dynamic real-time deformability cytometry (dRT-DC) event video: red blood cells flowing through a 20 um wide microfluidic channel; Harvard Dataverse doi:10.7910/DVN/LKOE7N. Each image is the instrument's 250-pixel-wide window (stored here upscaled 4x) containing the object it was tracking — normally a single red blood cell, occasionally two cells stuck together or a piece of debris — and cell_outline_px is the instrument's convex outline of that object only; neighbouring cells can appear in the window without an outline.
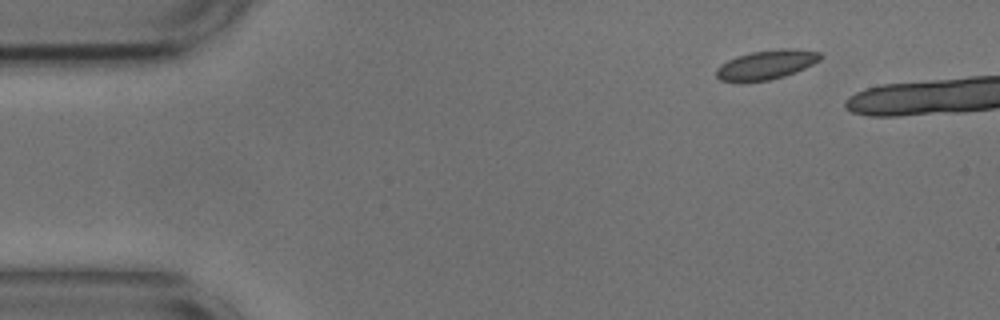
{"species": "common noctule bat (a hibernating species)", "species_latin": "Nyctalus noctula", "temperature_condition": "cold", "stored_images_in_passage": 25, "camera_frame_rate_fps": 3000, "um_per_image_px": 0.085, "animal": {"sex": "male", "body_mass_g": 17.9, "forearm_length_mm": 54.2}, "frame": {"image": 1, "passage_image": 1, "time_ms": 0.0, "image_size_px": [1000, 320], "cell_outline_px": [[820, 60], [796, 72], [784, 76], [768, 80], [744, 84], [740, 84], [720, 80], [716, 76], [716, 68], [720, 64], [736, 56], [752, 52], [780, 48], [796, 48], [820, 52]], "centroid_in_image_um": [65.08, 5.53], "position_along_channel_um": 19.9, "area_um2": 18.21}}
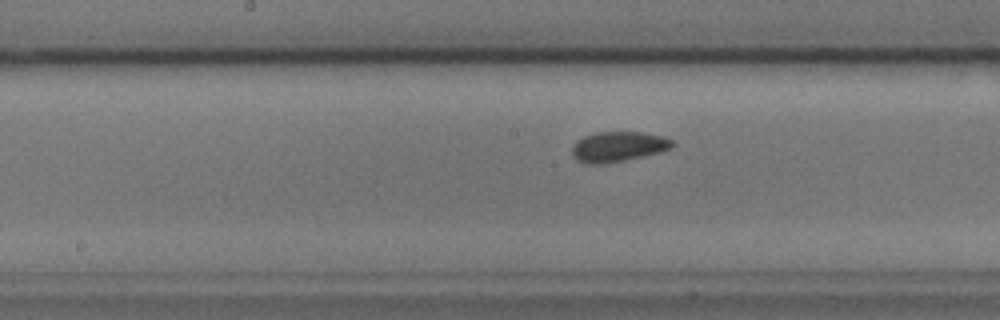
{"frame": {"image": 2, "passage_image": 22, "time_ms": 7.0, "image_size_px": [1000, 320], "cell_outline_px": [[676, 144], [672, 148], [660, 152], [624, 160], [604, 164], [584, 164], [576, 160], [572, 156], [572, 148], [576, 140], [584, 136], [596, 132], [640, 132], [664, 136], [672, 140]], "centroid_in_image_um": [52.53, 12.47], "position_along_channel_um": 195.7, "area_um2": 17.8}}